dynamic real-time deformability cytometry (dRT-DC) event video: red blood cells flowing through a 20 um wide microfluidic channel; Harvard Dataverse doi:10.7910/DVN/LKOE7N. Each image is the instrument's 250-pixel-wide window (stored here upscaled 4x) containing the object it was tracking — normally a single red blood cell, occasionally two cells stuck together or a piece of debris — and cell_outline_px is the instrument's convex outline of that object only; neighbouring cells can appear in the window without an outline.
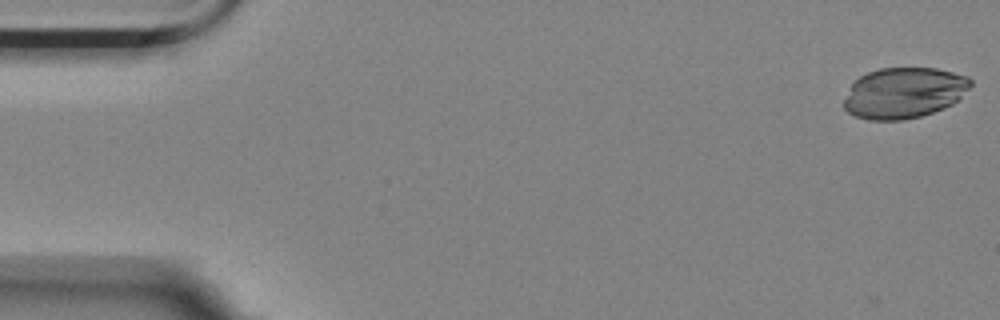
{"species": "Egyptian fruit bat (a non-hibernating species)", "species_latin": "Rousettus aegyptiacus", "temperature_condition": "room temperature", "stored_images_in_passage": 14, "camera_frame_rate_fps": 3000, "um_per_image_px": 0.085, "animal": {"sex": "female"}, "frame": {"image": 1, "passage_image": 1, "time_ms": 0.0, "image_size_px": [1000, 320], "cell_outline_px": [[972, 84], [960, 100], [944, 108], [920, 116], [904, 120], [868, 120], [856, 116], [848, 112], [844, 108], [844, 100], [852, 84], [860, 76], [868, 72], [880, 68], [936, 68], [968, 76], [972, 80]], "centroid_in_image_um": [76.87, 7.89], "position_along_channel_um": 8.1, "area_um2": 37.57}}